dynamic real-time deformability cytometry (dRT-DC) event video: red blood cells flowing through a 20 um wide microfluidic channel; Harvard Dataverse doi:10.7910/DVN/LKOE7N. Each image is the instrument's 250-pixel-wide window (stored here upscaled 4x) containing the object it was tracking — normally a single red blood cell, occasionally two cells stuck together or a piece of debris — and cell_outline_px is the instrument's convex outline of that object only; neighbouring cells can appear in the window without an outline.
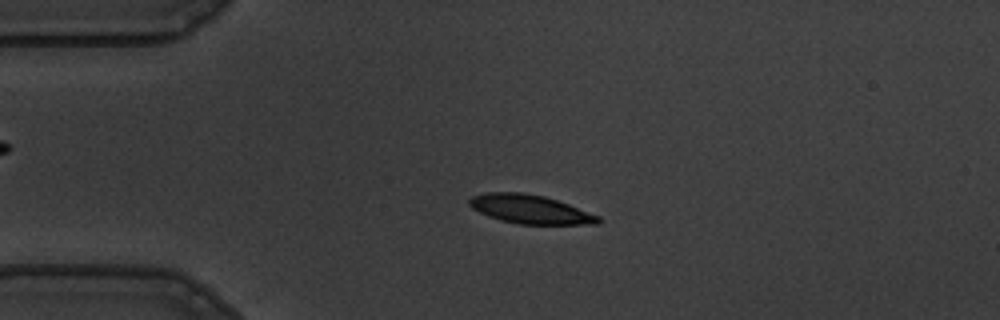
{"species": "common noctule bat (a hibernating species)", "species_latin": "Nyctalus noctula", "temperature_condition": "warm", "stored_images_in_passage": 31, "camera_frame_rate_fps": 3000, "um_per_image_px": 0.085, "animal": {"sex": "male", "body_mass_g": 19.5, "forearm_length_mm": 54.6}, "frame": {"image": 1, "passage_image": 13, "time_ms": 4.0, "image_size_px": [1000, 320], "cell_outline_px": [[600, 224], [520, 224], [500, 220], [488, 216], [472, 208], [468, 204], [468, 200], [472, 196], [484, 192], [520, 192], [544, 196], [568, 204], [600, 216]], "centroid_in_image_um": [45.04, 17.78], "position_along_channel_um": 40.0, "area_um2": 21.56}}
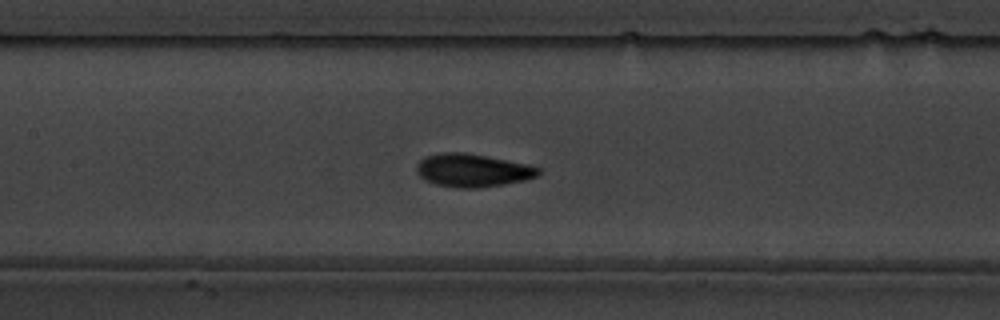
{"frame": {"image": 2, "passage_image": 26, "time_ms": 8.333, "image_size_px": [1000, 320], "cell_outline_px": [[540, 176], [524, 180], [504, 184], [480, 188], [456, 188], [436, 184], [424, 180], [416, 172], [416, 164], [424, 156], [444, 152], [464, 152], [524, 164], [540, 168]], "centroid_in_image_um": [40.12, 14.49], "position_along_channel_um": 167.3, "area_um2": 23.41}}
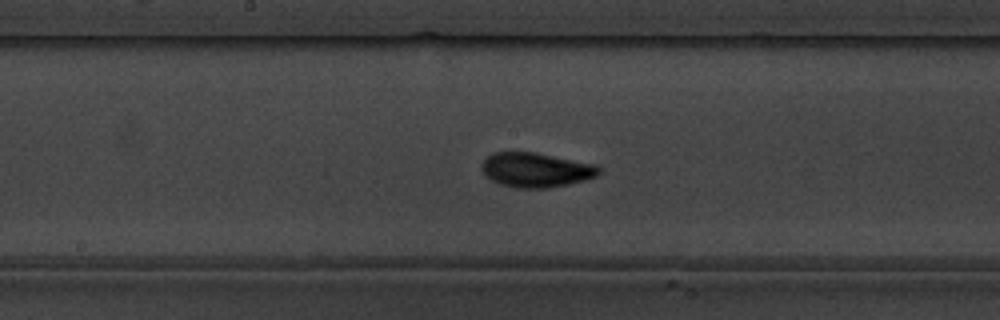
{"frame": {"image": 3, "passage_image": 29, "time_ms": 9.333, "image_size_px": [1000, 320], "cell_outline_px": [[600, 172], [596, 176], [584, 180], [568, 184], [548, 188], [516, 188], [500, 184], [492, 180], [480, 168], [480, 164], [492, 152], [536, 152], [596, 164], [600, 168]], "centroid_in_image_um": [45.55, 14.43], "position_along_channel_um": 202.6, "area_um2": 23.64}}